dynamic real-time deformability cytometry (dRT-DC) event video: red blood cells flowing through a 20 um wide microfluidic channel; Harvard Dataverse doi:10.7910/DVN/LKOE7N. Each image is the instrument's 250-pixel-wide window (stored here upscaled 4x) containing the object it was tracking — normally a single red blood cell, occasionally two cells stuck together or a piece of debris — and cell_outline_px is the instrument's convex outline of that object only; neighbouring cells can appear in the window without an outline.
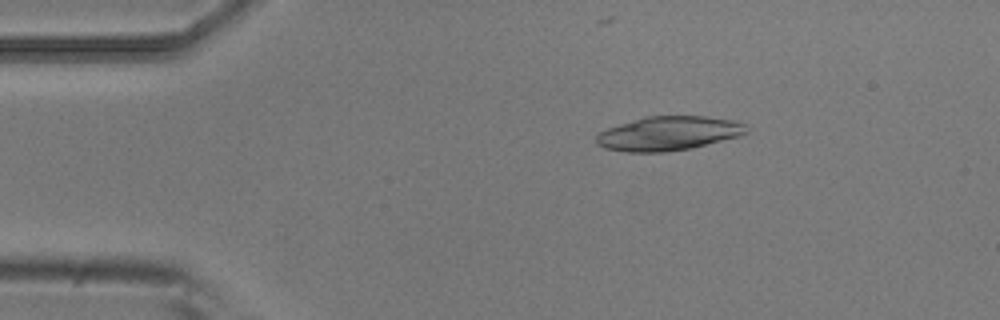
{"species": "common noctule bat (a hibernating species)", "species_latin": "Nyctalus noctula", "temperature_condition": "room temperature", "stored_images_in_passage": 6, "camera_frame_rate_fps": 3000, "um_per_image_px": 0.085, "animal": {"sex": "male", "body_mass_g": 20.5, "forearm_length_mm": 52.5}, "frame": {"image": 1, "passage_image": 3, "time_ms": 0.667, "image_size_px": [1000, 320], "cell_outline_px": [[748, 132], [740, 136], [692, 148], [668, 152], [628, 152], [604, 148], [596, 144], [596, 136], [600, 132], [608, 128], [644, 116], [704, 116], [736, 120], [748, 124]], "centroid_in_image_um": [56.87, 11.34], "position_along_channel_um": 28.1, "area_um2": 30.11}}